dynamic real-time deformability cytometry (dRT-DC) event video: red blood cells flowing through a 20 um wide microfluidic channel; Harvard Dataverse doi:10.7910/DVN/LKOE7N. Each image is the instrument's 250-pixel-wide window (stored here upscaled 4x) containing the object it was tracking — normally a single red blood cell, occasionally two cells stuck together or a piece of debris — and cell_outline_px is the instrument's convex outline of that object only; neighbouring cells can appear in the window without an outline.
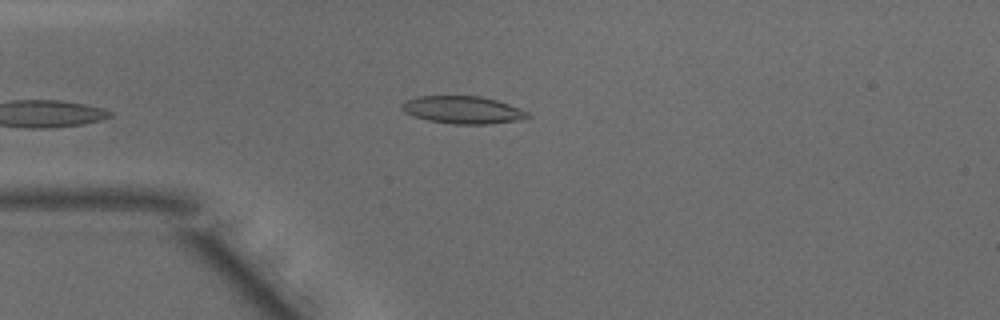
{"species": "common noctule bat (a hibernating species)", "species_latin": "Nyctalus noctula", "temperature_condition": "warm", "stored_images_in_passage": 34, "camera_frame_rate_fps": 3000, "um_per_image_px": 0.085, "animal": {"sex": "male", "body_mass_g": 15.6}, "frame": {"image": 1, "passage_image": 1, "time_ms": 0.0, "image_size_px": [1000, 320], "cell_outline_px": [[532, 116], [520, 120], [488, 124], [452, 124], [428, 120], [404, 112], [400, 108], [400, 104], [404, 100], [420, 96], [480, 96], [496, 100], [520, 108], [528, 112]], "centroid_in_image_um": [39.33, 9.34], "position_along_channel_um": 45.7, "area_um2": 20.23}}
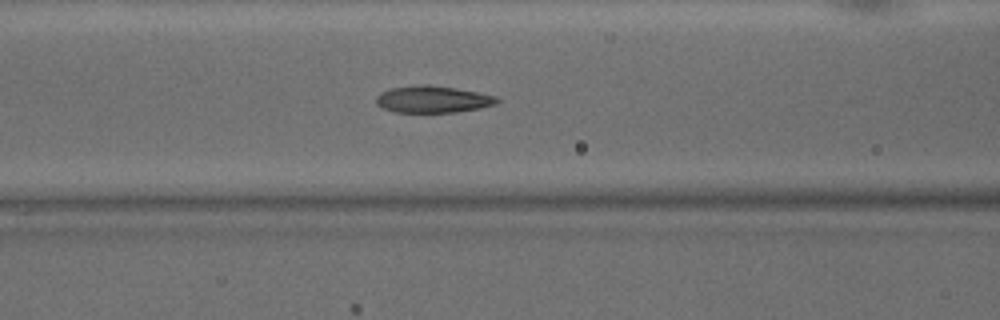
{"frame": {"image": 2, "passage_image": 8, "time_ms": 2.333, "image_size_px": [1000, 320], "cell_outline_px": [[500, 100], [496, 104], [480, 108], [456, 112], [396, 112], [384, 108], [376, 104], [376, 96], [380, 92], [388, 88], [420, 84], [428, 84], [456, 88], [496, 96]], "centroid_in_image_um": [36.76, 8.43], "position_along_channel_um": 129.8, "area_um2": 19.02}}
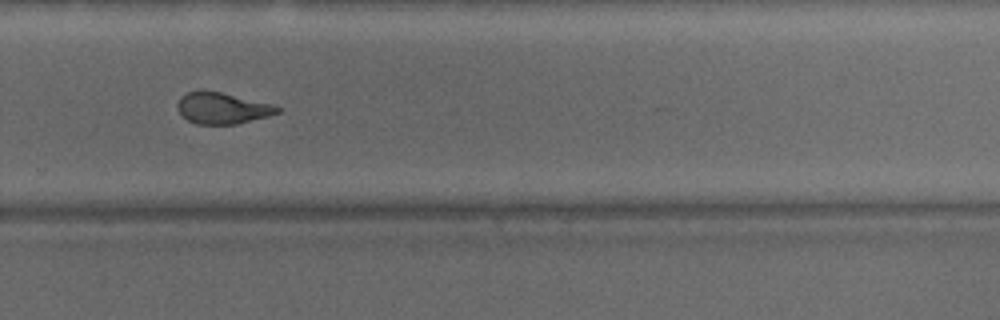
{"frame": {"image": 3, "passage_image": 21, "time_ms": 6.667, "image_size_px": [1000, 320], "cell_outline_px": [[280, 112], [268, 116], [236, 124], [196, 124], [180, 116], [176, 108], [176, 104], [180, 96], [188, 92], [220, 92], [272, 104], [280, 108]], "centroid_in_image_um": [18.85, 9.21], "position_along_channel_um": 310.9, "area_um2": 18.03}, "authors_computed_cell_mechanics": {"area_um2": 19.3919, "velocity_mm_per_s": 4.1848, "shape_relaxation_time_tau1_ms": 6.1872, "shape_relaxation_time_tau2_ms": 1.9076, "deformation_change_tau1": 0.2276, "deformation_change_tau2": 0.0858}}